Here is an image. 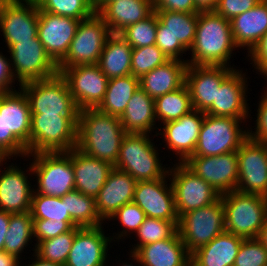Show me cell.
<instances>
[{
    "label": "cell",
    "instance_id": "6da1fadb",
    "mask_svg": "<svg viewBox=\"0 0 267 266\" xmlns=\"http://www.w3.org/2000/svg\"><path fill=\"white\" fill-rule=\"evenodd\" d=\"M126 134L117 116L101 113L97 109L79 111L76 148L89 157L115 166Z\"/></svg>",
    "mask_w": 267,
    "mask_h": 266
},
{
    "label": "cell",
    "instance_id": "7a4b0ae2",
    "mask_svg": "<svg viewBox=\"0 0 267 266\" xmlns=\"http://www.w3.org/2000/svg\"><path fill=\"white\" fill-rule=\"evenodd\" d=\"M236 48L230 20L215 11L198 13L195 39L190 48L192 59L187 60L188 65L231 67L229 61Z\"/></svg>",
    "mask_w": 267,
    "mask_h": 266
},
{
    "label": "cell",
    "instance_id": "3957f363",
    "mask_svg": "<svg viewBox=\"0 0 267 266\" xmlns=\"http://www.w3.org/2000/svg\"><path fill=\"white\" fill-rule=\"evenodd\" d=\"M150 138L146 133H127L114 168L128 173L136 181L168 177L169 167L160 163L158 148Z\"/></svg>",
    "mask_w": 267,
    "mask_h": 266
},
{
    "label": "cell",
    "instance_id": "277c9868",
    "mask_svg": "<svg viewBox=\"0 0 267 266\" xmlns=\"http://www.w3.org/2000/svg\"><path fill=\"white\" fill-rule=\"evenodd\" d=\"M225 231L243 239L257 238L267 218V197L231 191L221 195Z\"/></svg>",
    "mask_w": 267,
    "mask_h": 266
},
{
    "label": "cell",
    "instance_id": "5b68a950",
    "mask_svg": "<svg viewBox=\"0 0 267 266\" xmlns=\"http://www.w3.org/2000/svg\"><path fill=\"white\" fill-rule=\"evenodd\" d=\"M33 157L29 170L36 176L37 194L63 197L75 190V176L72 167V149L68 152H41L27 155Z\"/></svg>",
    "mask_w": 267,
    "mask_h": 266
},
{
    "label": "cell",
    "instance_id": "8992f818",
    "mask_svg": "<svg viewBox=\"0 0 267 266\" xmlns=\"http://www.w3.org/2000/svg\"><path fill=\"white\" fill-rule=\"evenodd\" d=\"M78 118L79 115H31L30 154L76 148Z\"/></svg>",
    "mask_w": 267,
    "mask_h": 266
},
{
    "label": "cell",
    "instance_id": "52a82bcc",
    "mask_svg": "<svg viewBox=\"0 0 267 266\" xmlns=\"http://www.w3.org/2000/svg\"><path fill=\"white\" fill-rule=\"evenodd\" d=\"M19 86L27 96L31 115H79L68 83L60 73Z\"/></svg>",
    "mask_w": 267,
    "mask_h": 266
},
{
    "label": "cell",
    "instance_id": "ba28073f",
    "mask_svg": "<svg viewBox=\"0 0 267 266\" xmlns=\"http://www.w3.org/2000/svg\"><path fill=\"white\" fill-rule=\"evenodd\" d=\"M243 121L246 119L204 114L192 156H216L236 152L248 138V129L244 130L240 126Z\"/></svg>",
    "mask_w": 267,
    "mask_h": 266
},
{
    "label": "cell",
    "instance_id": "9c48e42d",
    "mask_svg": "<svg viewBox=\"0 0 267 266\" xmlns=\"http://www.w3.org/2000/svg\"><path fill=\"white\" fill-rule=\"evenodd\" d=\"M154 11L158 17L155 45L168 59L187 61L181 58L194 42L198 13Z\"/></svg>",
    "mask_w": 267,
    "mask_h": 266
},
{
    "label": "cell",
    "instance_id": "30bf717a",
    "mask_svg": "<svg viewBox=\"0 0 267 266\" xmlns=\"http://www.w3.org/2000/svg\"><path fill=\"white\" fill-rule=\"evenodd\" d=\"M224 231L225 217L221 196L215 202L189 211L179 218L178 232L190 254Z\"/></svg>",
    "mask_w": 267,
    "mask_h": 266
},
{
    "label": "cell",
    "instance_id": "8fae6325",
    "mask_svg": "<svg viewBox=\"0 0 267 266\" xmlns=\"http://www.w3.org/2000/svg\"><path fill=\"white\" fill-rule=\"evenodd\" d=\"M110 34L108 25L97 12L87 19L80 20L68 52L57 66L98 64L106 39Z\"/></svg>",
    "mask_w": 267,
    "mask_h": 266
},
{
    "label": "cell",
    "instance_id": "7c38bea8",
    "mask_svg": "<svg viewBox=\"0 0 267 266\" xmlns=\"http://www.w3.org/2000/svg\"><path fill=\"white\" fill-rule=\"evenodd\" d=\"M5 92L6 158L30 155L31 111L21 89Z\"/></svg>",
    "mask_w": 267,
    "mask_h": 266
},
{
    "label": "cell",
    "instance_id": "4fadbf2b",
    "mask_svg": "<svg viewBox=\"0 0 267 266\" xmlns=\"http://www.w3.org/2000/svg\"><path fill=\"white\" fill-rule=\"evenodd\" d=\"M8 50L11 71L19 85L59 73L57 64L47 54L38 36L31 41L15 43Z\"/></svg>",
    "mask_w": 267,
    "mask_h": 266
},
{
    "label": "cell",
    "instance_id": "5bb4252c",
    "mask_svg": "<svg viewBox=\"0 0 267 266\" xmlns=\"http://www.w3.org/2000/svg\"><path fill=\"white\" fill-rule=\"evenodd\" d=\"M178 218L183 214L215 202L221 195L208 182L195 175L183 163L169 168ZM171 176V177H170Z\"/></svg>",
    "mask_w": 267,
    "mask_h": 266
},
{
    "label": "cell",
    "instance_id": "9a60e30c",
    "mask_svg": "<svg viewBox=\"0 0 267 266\" xmlns=\"http://www.w3.org/2000/svg\"><path fill=\"white\" fill-rule=\"evenodd\" d=\"M58 70L79 110L96 109L100 105L109 79L97 64L58 67Z\"/></svg>",
    "mask_w": 267,
    "mask_h": 266
},
{
    "label": "cell",
    "instance_id": "2e32d148",
    "mask_svg": "<svg viewBox=\"0 0 267 266\" xmlns=\"http://www.w3.org/2000/svg\"><path fill=\"white\" fill-rule=\"evenodd\" d=\"M236 191L267 197V144L247 138L239 147Z\"/></svg>",
    "mask_w": 267,
    "mask_h": 266
},
{
    "label": "cell",
    "instance_id": "e0dca14e",
    "mask_svg": "<svg viewBox=\"0 0 267 266\" xmlns=\"http://www.w3.org/2000/svg\"><path fill=\"white\" fill-rule=\"evenodd\" d=\"M0 29L9 49L38 36V8L34 0H1Z\"/></svg>",
    "mask_w": 267,
    "mask_h": 266
},
{
    "label": "cell",
    "instance_id": "ac0fdd59",
    "mask_svg": "<svg viewBox=\"0 0 267 266\" xmlns=\"http://www.w3.org/2000/svg\"><path fill=\"white\" fill-rule=\"evenodd\" d=\"M183 164L220 195L235 191L238 184L237 152L216 156H189Z\"/></svg>",
    "mask_w": 267,
    "mask_h": 266
},
{
    "label": "cell",
    "instance_id": "d6986e66",
    "mask_svg": "<svg viewBox=\"0 0 267 266\" xmlns=\"http://www.w3.org/2000/svg\"><path fill=\"white\" fill-rule=\"evenodd\" d=\"M235 68L223 65H188L185 84L189 90L193 110L206 112L216 102L222 81Z\"/></svg>",
    "mask_w": 267,
    "mask_h": 266
},
{
    "label": "cell",
    "instance_id": "ffe728a7",
    "mask_svg": "<svg viewBox=\"0 0 267 266\" xmlns=\"http://www.w3.org/2000/svg\"><path fill=\"white\" fill-rule=\"evenodd\" d=\"M79 22L38 9V38L56 64L66 56Z\"/></svg>",
    "mask_w": 267,
    "mask_h": 266
},
{
    "label": "cell",
    "instance_id": "44dd1931",
    "mask_svg": "<svg viewBox=\"0 0 267 266\" xmlns=\"http://www.w3.org/2000/svg\"><path fill=\"white\" fill-rule=\"evenodd\" d=\"M166 178L137 181L133 202L144 212L146 217L167 221H179L175 208L174 192L171 182Z\"/></svg>",
    "mask_w": 267,
    "mask_h": 266
},
{
    "label": "cell",
    "instance_id": "7402d4cb",
    "mask_svg": "<svg viewBox=\"0 0 267 266\" xmlns=\"http://www.w3.org/2000/svg\"><path fill=\"white\" fill-rule=\"evenodd\" d=\"M204 114V112L192 110L178 120L164 123L163 128H158L160 133L156 132L154 134L156 137L162 135L163 140L166 141L164 147L166 146L172 152H176L179 163H183L189 156L193 155Z\"/></svg>",
    "mask_w": 267,
    "mask_h": 266
},
{
    "label": "cell",
    "instance_id": "603a6c76",
    "mask_svg": "<svg viewBox=\"0 0 267 266\" xmlns=\"http://www.w3.org/2000/svg\"><path fill=\"white\" fill-rule=\"evenodd\" d=\"M103 226L80 227L75 237L64 266H108V243L112 237L106 236ZM105 234V235H104Z\"/></svg>",
    "mask_w": 267,
    "mask_h": 266
},
{
    "label": "cell",
    "instance_id": "cb8c5ba5",
    "mask_svg": "<svg viewBox=\"0 0 267 266\" xmlns=\"http://www.w3.org/2000/svg\"><path fill=\"white\" fill-rule=\"evenodd\" d=\"M242 72L234 69L222 81L217 90L216 102L212 103L205 114L238 119H248V116H251L246 95L248 93L247 78Z\"/></svg>",
    "mask_w": 267,
    "mask_h": 266
},
{
    "label": "cell",
    "instance_id": "d4e9b609",
    "mask_svg": "<svg viewBox=\"0 0 267 266\" xmlns=\"http://www.w3.org/2000/svg\"><path fill=\"white\" fill-rule=\"evenodd\" d=\"M18 167L11 164L0 170V210L8 213L30 212L35 190L27 173Z\"/></svg>",
    "mask_w": 267,
    "mask_h": 266
},
{
    "label": "cell",
    "instance_id": "484cf974",
    "mask_svg": "<svg viewBox=\"0 0 267 266\" xmlns=\"http://www.w3.org/2000/svg\"><path fill=\"white\" fill-rule=\"evenodd\" d=\"M137 181L128 173L113 168L96 199L100 217L106 221L123 205L133 202Z\"/></svg>",
    "mask_w": 267,
    "mask_h": 266
},
{
    "label": "cell",
    "instance_id": "4316f807",
    "mask_svg": "<svg viewBox=\"0 0 267 266\" xmlns=\"http://www.w3.org/2000/svg\"><path fill=\"white\" fill-rule=\"evenodd\" d=\"M134 254L142 266H191V254L178 231L171 238L140 246Z\"/></svg>",
    "mask_w": 267,
    "mask_h": 266
},
{
    "label": "cell",
    "instance_id": "83f0119b",
    "mask_svg": "<svg viewBox=\"0 0 267 266\" xmlns=\"http://www.w3.org/2000/svg\"><path fill=\"white\" fill-rule=\"evenodd\" d=\"M75 190L96 198L114 168L109 162L89 157L77 148L72 149Z\"/></svg>",
    "mask_w": 267,
    "mask_h": 266
},
{
    "label": "cell",
    "instance_id": "f1b7e54d",
    "mask_svg": "<svg viewBox=\"0 0 267 266\" xmlns=\"http://www.w3.org/2000/svg\"><path fill=\"white\" fill-rule=\"evenodd\" d=\"M154 12L152 0H112L97 13L111 33H120L127 26L149 17Z\"/></svg>",
    "mask_w": 267,
    "mask_h": 266
},
{
    "label": "cell",
    "instance_id": "f546056e",
    "mask_svg": "<svg viewBox=\"0 0 267 266\" xmlns=\"http://www.w3.org/2000/svg\"><path fill=\"white\" fill-rule=\"evenodd\" d=\"M187 66V61L169 59L142 76L140 88L153 99L177 90L185 84Z\"/></svg>",
    "mask_w": 267,
    "mask_h": 266
},
{
    "label": "cell",
    "instance_id": "4dcf8cb0",
    "mask_svg": "<svg viewBox=\"0 0 267 266\" xmlns=\"http://www.w3.org/2000/svg\"><path fill=\"white\" fill-rule=\"evenodd\" d=\"M235 45L249 53L267 32V0L230 20Z\"/></svg>",
    "mask_w": 267,
    "mask_h": 266
},
{
    "label": "cell",
    "instance_id": "1f68e13d",
    "mask_svg": "<svg viewBox=\"0 0 267 266\" xmlns=\"http://www.w3.org/2000/svg\"><path fill=\"white\" fill-rule=\"evenodd\" d=\"M243 240L224 231L191 254V266H234Z\"/></svg>",
    "mask_w": 267,
    "mask_h": 266
},
{
    "label": "cell",
    "instance_id": "d6a6232c",
    "mask_svg": "<svg viewBox=\"0 0 267 266\" xmlns=\"http://www.w3.org/2000/svg\"><path fill=\"white\" fill-rule=\"evenodd\" d=\"M127 133H146L157 129L154 99L139 88L129 100L123 114L119 117Z\"/></svg>",
    "mask_w": 267,
    "mask_h": 266
},
{
    "label": "cell",
    "instance_id": "836d02e7",
    "mask_svg": "<svg viewBox=\"0 0 267 266\" xmlns=\"http://www.w3.org/2000/svg\"><path fill=\"white\" fill-rule=\"evenodd\" d=\"M132 46L119 34L106 39L98 66L108 79L131 75Z\"/></svg>",
    "mask_w": 267,
    "mask_h": 266
},
{
    "label": "cell",
    "instance_id": "e575fe53",
    "mask_svg": "<svg viewBox=\"0 0 267 266\" xmlns=\"http://www.w3.org/2000/svg\"><path fill=\"white\" fill-rule=\"evenodd\" d=\"M139 88V79L132 74L109 79L103 101L96 109L101 113L120 117Z\"/></svg>",
    "mask_w": 267,
    "mask_h": 266
},
{
    "label": "cell",
    "instance_id": "d590c367",
    "mask_svg": "<svg viewBox=\"0 0 267 266\" xmlns=\"http://www.w3.org/2000/svg\"><path fill=\"white\" fill-rule=\"evenodd\" d=\"M154 106L156 120L163 124L178 120L193 110L190 93L186 84L177 90L155 98Z\"/></svg>",
    "mask_w": 267,
    "mask_h": 266
},
{
    "label": "cell",
    "instance_id": "8d00e7d4",
    "mask_svg": "<svg viewBox=\"0 0 267 266\" xmlns=\"http://www.w3.org/2000/svg\"><path fill=\"white\" fill-rule=\"evenodd\" d=\"M33 218L30 212L10 213L3 251L21 259V253L33 239Z\"/></svg>",
    "mask_w": 267,
    "mask_h": 266
},
{
    "label": "cell",
    "instance_id": "74e56055",
    "mask_svg": "<svg viewBox=\"0 0 267 266\" xmlns=\"http://www.w3.org/2000/svg\"><path fill=\"white\" fill-rule=\"evenodd\" d=\"M61 198L66 202L67 212L77 226L97 227L103 224L104 220L97 211L95 198L77 190H72Z\"/></svg>",
    "mask_w": 267,
    "mask_h": 266
},
{
    "label": "cell",
    "instance_id": "f35d334b",
    "mask_svg": "<svg viewBox=\"0 0 267 266\" xmlns=\"http://www.w3.org/2000/svg\"><path fill=\"white\" fill-rule=\"evenodd\" d=\"M38 9L54 15L84 20L96 11L93 0H34Z\"/></svg>",
    "mask_w": 267,
    "mask_h": 266
},
{
    "label": "cell",
    "instance_id": "ab89813d",
    "mask_svg": "<svg viewBox=\"0 0 267 266\" xmlns=\"http://www.w3.org/2000/svg\"><path fill=\"white\" fill-rule=\"evenodd\" d=\"M80 227H73L66 233L59 234L54 238L40 241L33 249L44 260L65 265L70 252L75 233Z\"/></svg>",
    "mask_w": 267,
    "mask_h": 266
},
{
    "label": "cell",
    "instance_id": "60d3db41",
    "mask_svg": "<svg viewBox=\"0 0 267 266\" xmlns=\"http://www.w3.org/2000/svg\"><path fill=\"white\" fill-rule=\"evenodd\" d=\"M179 221H167L159 218L146 217L137 229V244L132 245L130 252L134 253L140 246L171 238L178 231Z\"/></svg>",
    "mask_w": 267,
    "mask_h": 266
},
{
    "label": "cell",
    "instance_id": "b9f144b4",
    "mask_svg": "<svg viewBox=\"0 0 267 266\" xmlns=\"http://www.w3.org/2000/svg\"><path fill=\"white\" fill-rule=\"evenodd\" d=\"M30 213L33 219H48L55 221H72L67 212L66 202L61 197L37 194L32 195Z\"/></svg>",
    "mask_w": 267,
    "mask_h": 266
},
{
    "label": "cell",
    "instance_id": "7bdbcfd3",
    "mask_svg": "<svg viewBox=\"0 0 267 266\" xmlns=\"http://www.w3.org/2000/svg\"><path fill=\"white\" fill-rule=\"evenodd\" d=\"M158 17L154 11L149 17L127 26L119 34L132 46L140 48L156 42Z\"/></svg>",
    "mask_w": 267,
    "mask_h": 266
},
{
    "label": "cell",
    "instance_id": "ee69618b",
    "mask_svg": "<svg viewBox=\"0 0 267 266\" xmlns=\"http://www.w3.org/2000/svg\"><path fill=\"white\" fill-rule=\"evenodd\" d=\"M168 60L167 56L155 44L132 48L131 74L140 79L146 73Z\"/></svg>",
    "mask_w": 267,
    "mask_h": 266
},
{
    "label": "cell",
    "instance_id": "f6af8a7d",
    "mask_svg": "<svg viewBox=\"0 0 267 266\" xmlns=\"http://www.w3.org/2000/svg\"><path fill=\"white\" fill-rule=\"evenodd\" d=\"M146 218L145 212L134 202L126 203L120 207L108 220H118L123 227V230L115 233L116 237L112 238V241L115 239L121 240L125 237L130 236V233H135L140 225L144 222ZM125 229V230H124ZM120 233V234H119ZM119 234V235H118Z\"/></svg>",
    "mask_w": 267,
    "mask_h": 266
},
{
    "label": "cell",
    "instance_id": "bcb514c9",
    "mask_svg": "<svg viewBox=\"0 0 267 266\" xmlns=\"http://www.w3.org/2000/svg\"><path fill=\"white\" fill-rule=\"evenodd\" d=\"M234 266H267V249L257 238L244 239Z\"/></svg>",
    "mask_w": 267,
    "mask_h": 266
},
{
    "label": "cell",
    "instance_id": "7dc6e473",
    "mask_svg": "<svg viewBox=\"0 0 267 266\" xmlns=\"http://www.w3.org/2000/svg\"><path fill=\"white\" fill-rule=\"evenodd\" d=\"M73 227H78L73 221H55L48 219H33V237L37 243L54 238L59 234L70 231Z\"/></svg>",
    "mask_w": 267,
    "mask_h": 266
},
{
    "label": "cell",
    "instance_id": "c3c4849f",
    "mask_svg": "<svg viewBox=\"0 0 267 266\" xmlns=\"http://www.w3.org/2000/svg\"><path fill=\"white\" fill-rule=\"evenodd\" d=\"M261 0H218L214 11L225 19L231 20L251 8L255 7Z\"/></svg>",
    "mask_w": 267,
    "mask_h": 266
},
{
    "label": "cell",
    "instance_id": "681fc988",
    "mask_svg": "<svg viewBox=\"0 0 267 266\" xmlns=\"http://www.w3.org/2000/svg\"><path fill=\"white\" fill-rule=\"evenodd\" d=\"M258 102L256 128H254L256 130L255 132L248 130V138L257 142H265L267 140V90Z\"/></svg>",
    "mask_w": 267,
    "mask_h": 266
},
{
    "label": "cell",
    "instance_id": "f907efd6",
    "mask_svg": "<svg viewBox=\"0 0 267 266\" xmlns=\"http://www.w3.org/2000/svg\"><path fill=\"white\" fill-rule=\"evenodd\" d=\"M248 57L252 60L254 68L260 75L267 78V32L259 40V42L248 53Z\"/></svg>",
    "mask_w": 267,
    "mask_h": 266
},
{
    "label": "cell",
    "instance_id": "816d5d0a",
    "mask_svg": "<svg viewBox=\"0 0 267 266\" xmlns=\"http://www.w3.org/2000/svg\"><path fill=\"white\" fill-rule=\"evenodd\" d=\"M154 10L199 13L194 0H152Z\"/></svg>",
    "mask_w": 267,
    "mask_h": 266
},
{
    "label": "cell",
    "instance_id": "f5cc1de1",
    "mask_svg": "<svg viewBox=\"0 0 267 266\" xmlns=\"http://www.w3.org/2000/svg\"><path fill=\"white\" fill-rule=\"evenodd\" d=\"M0 53V92L14 91L15 78L11 71L10 59Z\"/></svg>",
    "mask_w": 267,
    "mask_h": 266
},
{
    "label": "cell",
    "instance_id": "db71d44e",
    "mask_svg": "<svg viewBox=\"0 0 267 266\" xmlns=\"http://www.w3.org/2000/svg\"><path fill=\"white\" fill-rule=\"evenodd\" d=\"M0 153L6 157L5 92H0Z\"/></svg>",
    "mask_w": 267,
    "mask_h": 266
},
{
    "label": "cell",
    "instance_id": "11a10c76",
    "mask_svg": "<svg viewBox=\"0 0 267 266\" xmlns=\"http://www.w3.org/2000/svg\"><path fill=\"white\" fill-rule=\"evenodd\" d=\"M10 213L0 210V251L4 249V240L8 231Z\"/></svg>",
    "mask_w": 267,
    "mask_h": 266
},
{
    "label": "cell",
    "instance_id": "9f6ffc18",
    "mask_svg": "<svg viewBox=\"0 0 267 266\" xmlns=\"http://www.w3.org/2000/svg\"><path fill=\"white\" fill-rule=\"evenodd\" d=\"M21 260L5 251H0V266H18Z\"/></svg>",
    "mask_w": 267,
    "mask_h": 266
},
{
    "label": "cell",
    "instance_id": "6f0895ef",
    "mask_svg": "<svg viewBox=\"0 0 267 266\" xmlns=\"http://www.w3.org/2000/svg\"><path fill=\"white\" fill-rule=\"evenodd\" d=\"M196 8L202 11H214L217 6L218 0H194Z\"/></svg>",
    "mask_w": 267,
    "mask_h": 266
},
{
    "label": "cell",
    "instance_id": "680465c9",
    "mask_svg": "<svg viewBox=\"0 0 267 266\" xmlns=\"http://www.w3.org/2000/svg\"><path fill=\"white\" fill-rule=\"evenodd\" d=\"M32 256L35 257L36 259L33 258L34 260L31 262V264H28V265L25 264V266H63L59 263H55V262L42 259L35 253V251Z\"/></svg>",
    "mask_w": 267,
    "mask_h": 266
},
{
    "label": "cell",
    "instance_id": "91938a15",
    "mask_svg": "<svg viewBox=\"0 0 267 266\" xmlns=\"http://www.w3.org/2000/svg\"><path fill=\"white\" fill-rule=\"evenodd\" d=\"M257 239L263 244V246L267 249V218L264 222L263 227L261 228Z\"/></svg>",
    "mask_w": 267,
    "mask_h": 266
},
{
    "label": "cell",
    "instance_id": "94428289",
    "mask_svg": "<svg viewBox=\"0 0 267 266\" xmlns=\"http://www.w3.org/2000/svg\"><path fill=\"white\" fill-rule=\"evenodd\" d=\"M108 1L112 0H93L95 11L98 12Z\"/></svg>",
    "mask_w": 267,
    "mask_h": 266
},
{
    "label": "cell",
    "instance_id": "6125c7cd",
    "mask_svg": "<svg viewBox=\"0 0 267 266\" xmlns=\"http://www.w3.org/2000/svg\"><path fill=\"white\" fill-rule=\"evenodd\" d=\"M130 255H131L130 257H132V260H134L133 262L136 261V263H138V264H140V265L142 266V264H141L139 258H138L134 253L130 252ZM119 266H135V265H133L132 263H130V264L122 263V265L119 264ZM136 266H137V265H136Z\"/></svg>",
    "mask_w": 267,
    "mask_h": 266
},
{
    "label": "cell",
    "instance_id": "be15d7a7",
    "mask_svg": "<svg viewBox=\"0 0 267 266\" xmlns=\"http://www.w3.org/2000/svg\"><path fill=\"white\" fill-rule=\"evenodd\" d=\"M5 161H7V158H6L4 155H2V154L0 153V167H1L2 165H4L3 163H4ZM1 164H2V165H1Z\"/></svg>",
    "mask_w": 267,
    "mask_h": 266
}]
</instances>
